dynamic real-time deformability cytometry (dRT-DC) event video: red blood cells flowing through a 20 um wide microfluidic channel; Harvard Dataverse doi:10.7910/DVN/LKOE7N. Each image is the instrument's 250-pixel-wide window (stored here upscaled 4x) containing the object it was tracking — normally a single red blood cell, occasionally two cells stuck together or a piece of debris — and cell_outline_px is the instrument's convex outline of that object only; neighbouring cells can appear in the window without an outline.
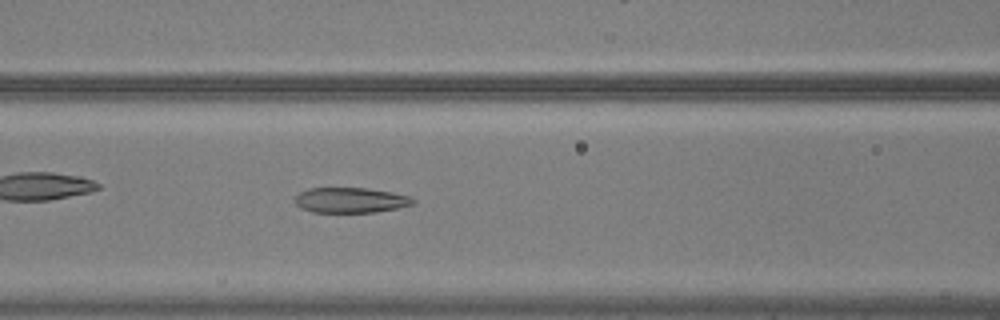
{"species": "common noctule bat (a hibernating species)", "species_latin": "Nyctalus noctula", "temperature_condition": "warm", "stored_images_in_passage": 55, "camera_frame_rate_fps": 3000, "um_per_image_px": 0.085, "animal": {"sex": "male", "body_mass_g": 20.5, "forearm_length_mm": 52.5}, "frame": {"image": 1, "passage_image": 24, "time_ms": 7.667, "image_size_px": [1000, 320], "cell_outline_px": [[416, 204], [376, 212], [312, 212], [300, 208], [296, 204], [296, 196], [300, 192], [308, 188], [368, 188], [392, 192], [408, 196], [416, 200]], "centroid_in_image_um": [29.81, 17.01], "position_along_channel_um": 136.8, "area_um2": 17.4}}
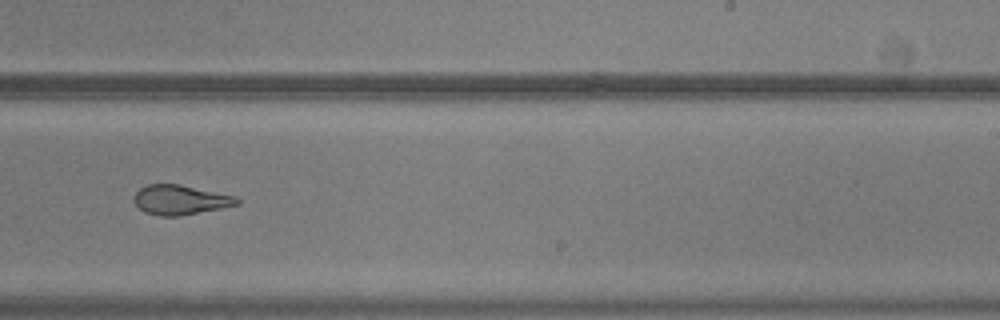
{"frame": {"image": 2, "passage_image": 35, "time_ms": 11.333, "image_size_px": [1000, 320], "cell_outline_px": [[240, 204], [180, 216], [160, 216], [144, 212], [136, 204], [132, 196], [140, 188], [148, 184], [180, 184], [236, 196], [240, 200]], "centroid_in_image_um": [15.32, 16.98], "position_along_channel_um": 273.7, "area_um2": 17.8}}
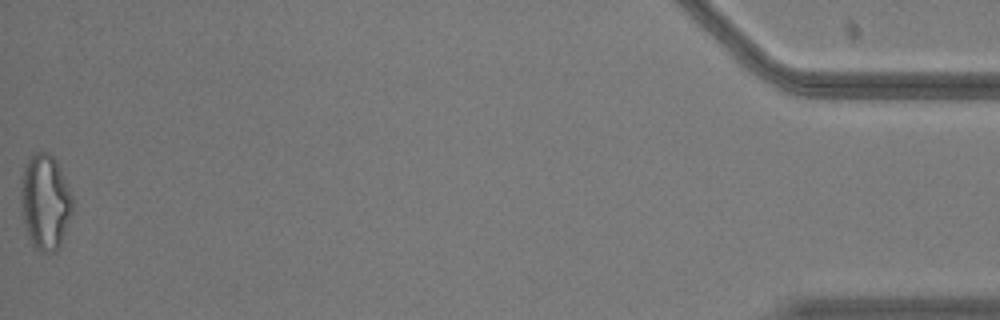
{"frame": {"image": 3, "passage_image": 55, "time_ms": 18.0, "image_size_px": [1000, 320], "cell_outline_px": [[72, 212], [60, 248], [56, 252], [40, 252], [32, 244], [24, 224], [20, 208], [20, 180], [24, 168], [28, 160], [36, 152], [48, 152], [56, 160], [60, 168], [72, 196]], "centroid_in_image_um": [3.82, 17.19], "position_along_channel_um": 431.4, "area_um2": 28.9}, "authors_computed_cell_mechanics": {"area_um2": 20.808, "velocity_mm_per_s": 3.7384, "shape_relaxation_time_tau1_ms": 6.0702, "shape_relaxation_time_tau2_ms": 1.979, "deformation_change_tau1": 0.1997, "deformation_change_tau2": 0.1091}}